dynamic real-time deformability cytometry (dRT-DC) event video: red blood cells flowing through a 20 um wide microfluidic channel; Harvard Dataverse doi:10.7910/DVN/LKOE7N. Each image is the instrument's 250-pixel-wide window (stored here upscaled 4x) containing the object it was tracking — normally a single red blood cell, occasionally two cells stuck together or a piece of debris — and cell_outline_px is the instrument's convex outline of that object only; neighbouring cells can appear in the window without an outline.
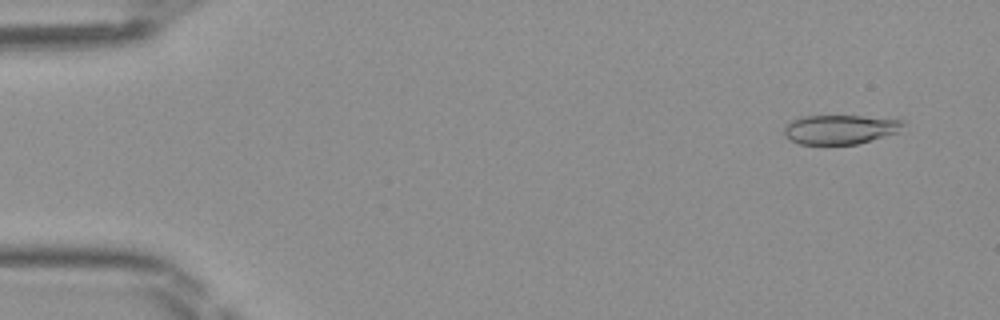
{"species": "Egyptian fruit bat (a non-hibernating species)", "species_latin": "Rousettus aegyptiacus", "temperature_condition": "room temperature", "stored_images_in_passage": 47, "camera_frame_rate_fps": 3000, "um_per_image_px": 0.085, "frame": {"image": 1, "passage_image": 3, "time_ms": 0.667, "image_size_px": [1000, 320], "cell_outline_px": [[904, 124], [900, 132], [872, 140], [856, 144], [800, 144], [788, 140], [784, 136], [784, 124], [800, 116], [864, 116], [904, 120]], "centroid_in_image_um": [71.38, 11.0], "position_along_channel_um": 13.6, "area_um2": 20.58}}
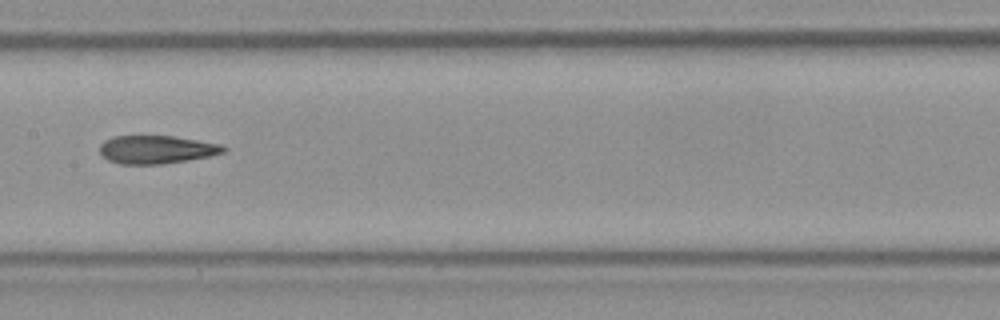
{"frame": {"image": 2, "passage_image": 24, "time_ms": 7.667, "image_size_px": [1000, 320], "cell_outline_px": [[228, 148], [224, 152], [208, 156], [188, 160], [160, 164], [120, 164], [108, 160], [100, 152], [100, 144], [104, 140], [112, 136], [172, 136], [220, 144]], "centroid_in_image_um": [13.27, 12.71], "position_along_channel_um": 194.1, "area_um2": 20.17}}
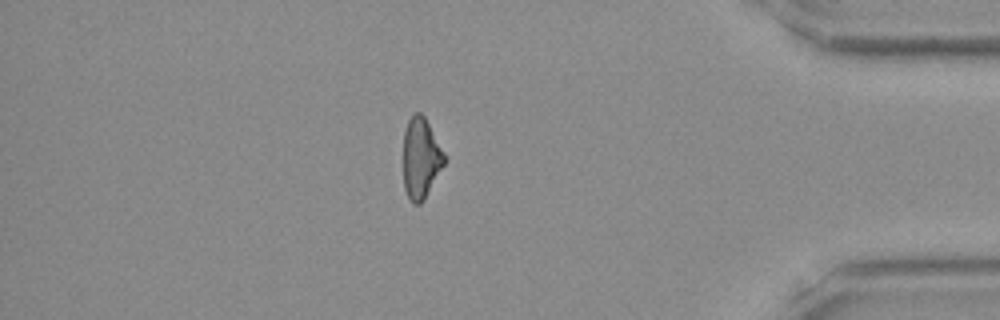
{"frame": {"image": 3, "passage_image": 41, "time_ms": 13.333, "image_size_px": [1000, 320], "cell_outline_px": [[444, 164], [424, 200], [420, 204], [412, 204], [404, 188], [404, 132], [408, 120], [412, 112], [420, 112], [424, 116], [444, 152]], "centroid_in_image_um": [35.76, 13.44], "position_along_channel_um": 399.4, "area_um2": 19.13}}